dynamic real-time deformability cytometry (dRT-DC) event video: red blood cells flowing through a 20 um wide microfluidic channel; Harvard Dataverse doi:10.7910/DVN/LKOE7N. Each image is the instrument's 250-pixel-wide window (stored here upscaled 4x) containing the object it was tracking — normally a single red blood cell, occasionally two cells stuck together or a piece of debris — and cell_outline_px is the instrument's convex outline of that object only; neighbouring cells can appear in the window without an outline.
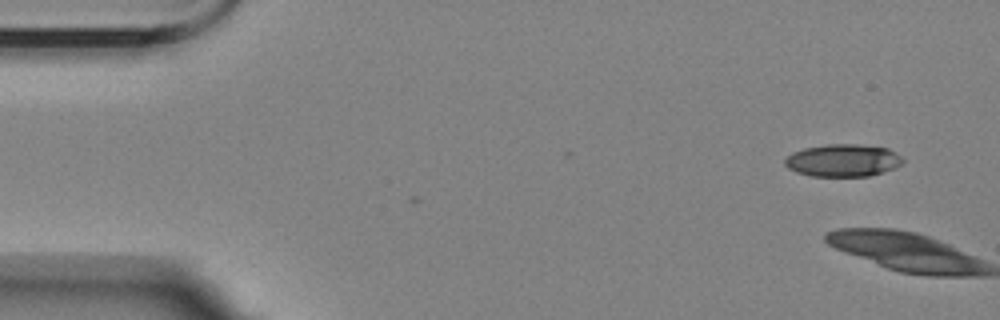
{"species": "Egyptian fruit bat (a non-hibernating species)", "species_latin": "Rousettus aegyptiacus", "temperature_condition": "room temperature", "stored_images_in_passage": 2, "camera_frame_rate_fps": 3000, "um_per_image_px": 0.085, "animal": {"sex": "female"}, "frame": {"image": 1, "passage_image": 2, "time_ms": 1.333, "image_size_px": [1000, 320], "cell_outline_px": [[904, 164], [896, 168], [868, 176], [812, 176], [796, 172], [788, 168], [784, 164], [784, 160], [792, 152], [804, 148], [828, 144], [856, 144], [888, 148], [896, 152], [904, 160]], "centroid_in_image_um": [71.67, 13.63], "position_along_channel_um": 13.3, "area_um2": 22.43}}